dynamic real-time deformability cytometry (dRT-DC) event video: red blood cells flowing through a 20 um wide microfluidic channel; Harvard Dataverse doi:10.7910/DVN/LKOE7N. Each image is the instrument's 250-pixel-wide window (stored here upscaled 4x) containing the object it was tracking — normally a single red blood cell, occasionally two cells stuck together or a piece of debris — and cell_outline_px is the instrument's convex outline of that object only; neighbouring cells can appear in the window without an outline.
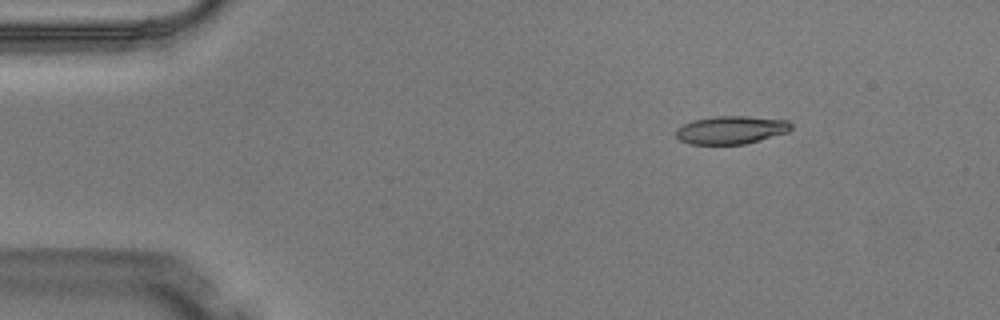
{"species": "Egyptian fruit bat (a non-hibernating species)", "species_latin": "Rousettus aegyptiacus", "temperature_condition": "warm", "stored_images_in_passage": 2, "camera_frame_rate_fps": 3000, "um_per_image_px": 0.085, "animal": {"sex": "male"}, "frame": {"image": 1, "passage_image": 1, "time_ms": 0.0, "image_size_px": [1000, 320], "cell_outline_px": [[792, 128], [788, 132], [744, 144], [688, 144], [680, 140], [676, 136], [676, 128], [692, 120], [712, 116], [748, 116], [788, 120], [792, 124]], "centroid_in_image_um": [62.13, 11.03], "position_along_channel_um": 22.9, "area_um2": 18.9}}